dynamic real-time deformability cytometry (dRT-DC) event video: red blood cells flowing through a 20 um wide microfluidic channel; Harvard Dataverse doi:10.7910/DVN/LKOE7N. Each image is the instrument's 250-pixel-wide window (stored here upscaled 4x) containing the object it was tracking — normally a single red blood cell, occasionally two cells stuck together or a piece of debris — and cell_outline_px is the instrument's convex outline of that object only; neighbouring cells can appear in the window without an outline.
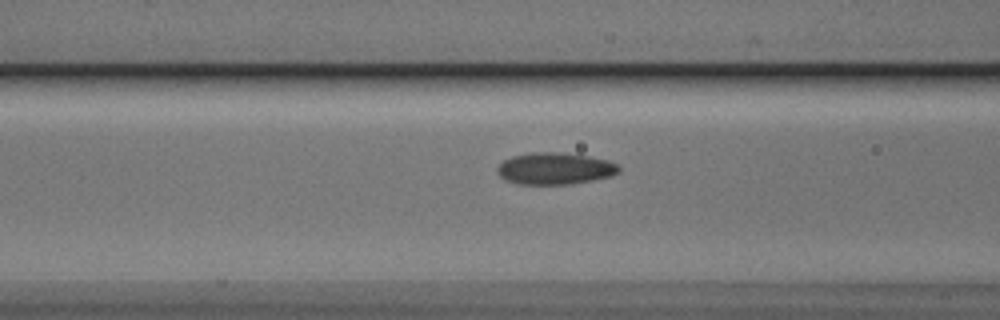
{"species": "Egyptian fruit bat (a non-hibernating species)", "species_latin": "Rousettus aegyptiacus", "temperature_condition": "cold", "stored_images_in_passage": 16, "camera_frame_rate_fps": 3000, "um_per_image_px": 0.085, "animal": {"sex": "male"}, "frame": {"image": 1, "passage_image": 7, "time_ms": 2.0, "image_size_px": [1000, 320], "cell_outline_px": [[620, 172], [612, 176], [572, 184], [520, 184], [504, 180], [496, 172], [496, 168], [504, 160], [512, 156], [532, 152], [560, 152], [588, 156], [608, 160], [620, 164]], "centroid_in_image_um": [47.18, 14.32], "position_along_channel_um": 119.4, "area_um2": 22.77}}
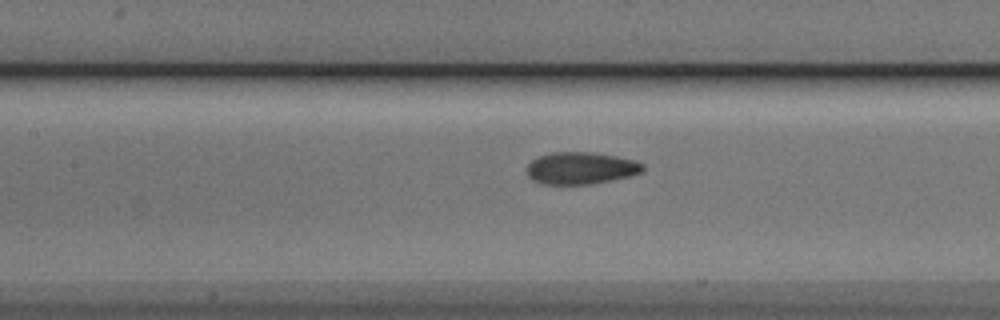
{"frame": {"image": 2, "passage_image": 10, "time_ms": 3.0, "image_size_px": [1000, 320], "cell_outline_px": [[644, 168], [640, 172], [628, 176], [588, 184], [544, 184], [532, 180], [528, 176], [528, 164], [532, 160], [540, 156], [552, 152], [592, 152], [616, 156], [636, 160], [644, 164]], "centroid_in_image_um": [49.36, 14.28], "position_along_channel_um": 158.0, "area_um2": 21.44}}
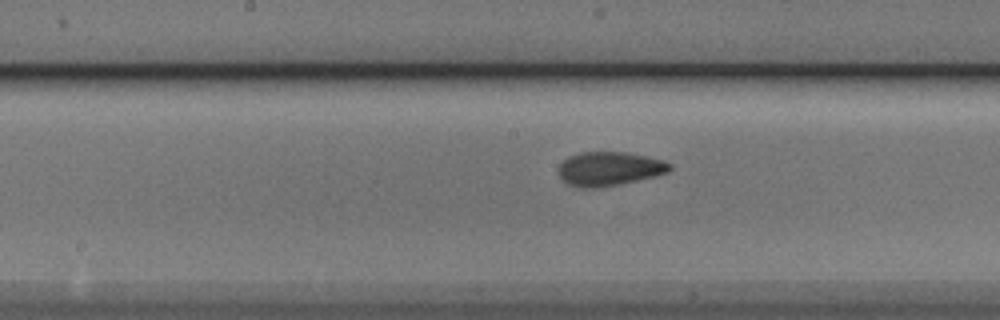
{"frame": {"image": 3, "passage_image": 13, "time_ms": 4.0, "image_size_px": [1000, 320], "cell_outline_px": [[672, 168], [668, 172], [656, 176], [620, 184], [592, 188], [580, 188], [568, 184], [560, 176], [560, 164], [568, 156], [580, 152], [628, 152], [664, 160], [672, 164]], "centroid_in_image_um": [51.83, 14.34], "position_along_channel_um": 196.4, "area_um2": 22.02}}